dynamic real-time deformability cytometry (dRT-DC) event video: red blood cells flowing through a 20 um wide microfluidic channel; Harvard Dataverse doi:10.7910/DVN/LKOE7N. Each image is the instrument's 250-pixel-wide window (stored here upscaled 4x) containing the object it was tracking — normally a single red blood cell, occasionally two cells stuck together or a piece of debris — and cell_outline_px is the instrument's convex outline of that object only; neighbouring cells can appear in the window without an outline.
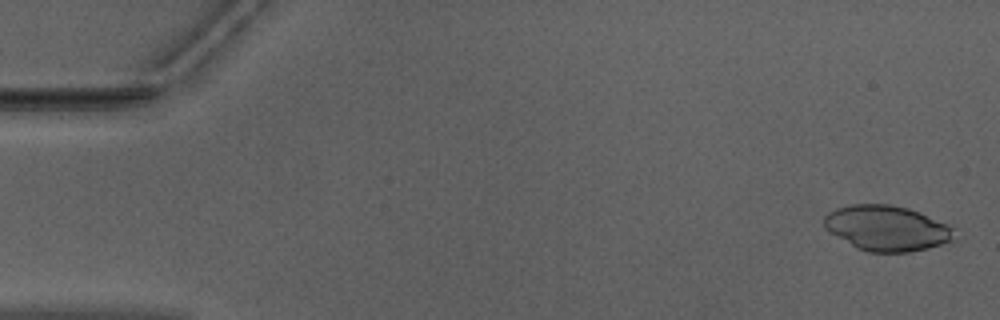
{"species": "Egyptian fruit bat (a non-hibernating species)", "species_latin": "Rousettus aegyptiacus", "temperature_condition": "warm", "stored_images_in_passage": 50, "camera_frame_rate_fps": 3000, "um_per_image_px": 0.085, "animal": {"sex": "male"}, "frame": {"image": 1, "passage_image": 2, "time_ms": 0.333, "image_size_px": [1000, 320], "cell_outline_px": [[956, 240], [928, 248], [908, 252], [868, 252], [856, 248], [824, 228], [824, 216], [828, 212], [836, 208], [848, 204], [892, 204], [908, 208], [920, 212], [948, 224], [952, 228]], "centroid_in_image_um": [75.38, 19.39], "position_along_channel_um": 9.6, "area_um2": 34.56}}
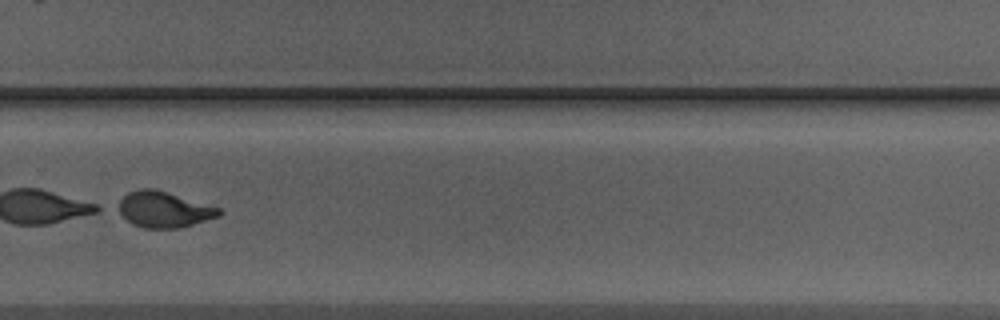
{"frame": {"image": 2, "passage_image": 36, "time_ms": 11.667, "image_size_px": [1000, 320], "cell_outline_px": [[224, 212], [220, 216], [192, 224], [176, 228], [144, 228], [132, 224], [112, 208], [128, 192], [140, 188], [152, 188], [220, 208]], "centroid_in_image_um": [13.85, 17.81], "position_along_channel_um": 315.9, "area_um2": 21.1}}